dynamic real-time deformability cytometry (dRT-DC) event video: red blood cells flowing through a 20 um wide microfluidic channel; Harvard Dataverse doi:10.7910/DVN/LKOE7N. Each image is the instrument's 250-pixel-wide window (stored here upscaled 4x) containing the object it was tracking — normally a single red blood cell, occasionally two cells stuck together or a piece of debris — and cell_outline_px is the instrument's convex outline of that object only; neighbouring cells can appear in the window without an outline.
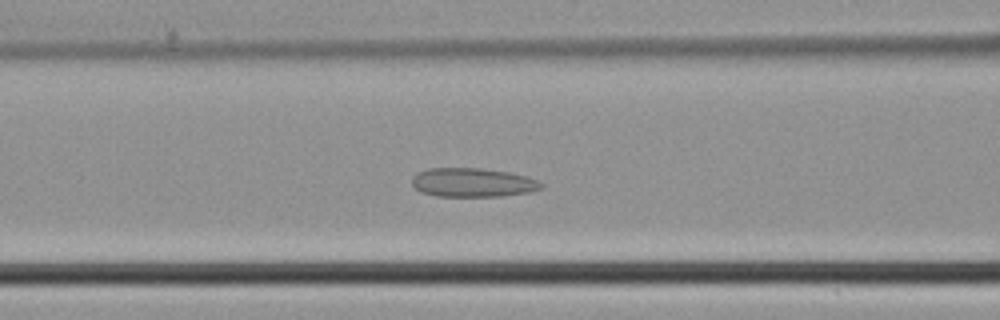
{"species": "common noctule bat (a hibernating species)", "species_latin": "Nyctalus noctula", "temperature_condition": "cold", "stored_images_in_passage": 39, "camera_frame_rate_fps": 3000, "um_per_image_px": 0.085, "animal": {"sex": "male", "body_mass_g": 21.5, "forearm_length_mm": 52.0}, "frame": {"image": 1, "passage_image": 11, "time_ms": 3.333, "image_size_px": [1000, 320], "cell_outline_px": [[544, 188], [528, 192], [500, 196], [436, 196], [420, 192], [412, 184], [412, 176], [416, 172], [428, 168], [480, 168], [508, 172], [524, 176], [536, 180], [544, 184]], "centroid_in_image_um": [40.14, 15.51], "position_along_channel_um": 126.5, "area_um2": 21.79}}
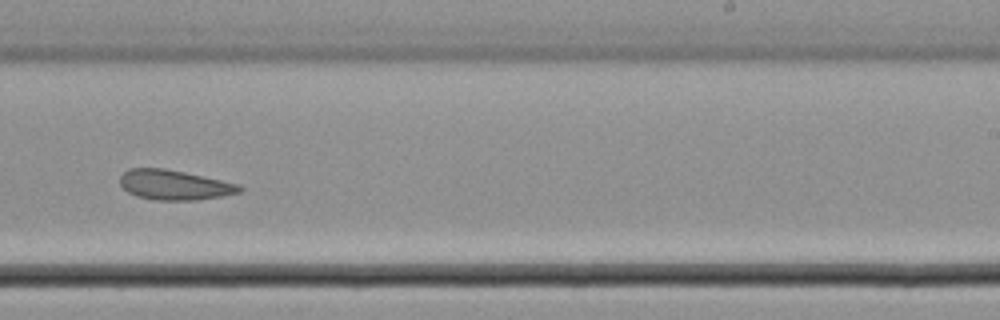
{"frame": {"image": 2, "passage_image": 21, "time_ms": 6.667, "image_size_px": [1000, 320], "cell_outline_px": [[244, 188], [240, 192], [220, 196], [196, 200], [152, 200], [136, 196], [128, 192], [120, 184], [120, 176], [128, 168], [164, 168], [184, 172], [240, 184]], "centroid_in_image_um": [14.8, 15.72], "position_along_channel_um": 274.2, "area_um2": 20.81}}
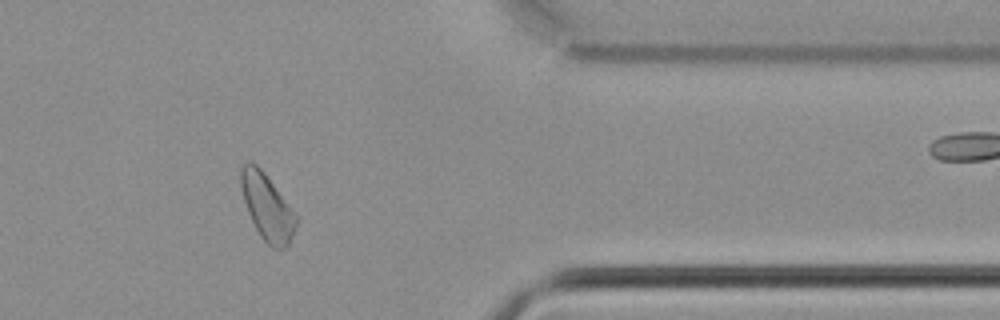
{"frame": {"image": 3, "passage_image": 30, "time_ms": 9.667, "image_size_px": [1000, 320], "cell_outline_px": [[300, 220], [288, 244], [284, 248], [272, 248], [260, 236], [248, 212], [244, 200], [240, 184], [240, 168], [248, 160], [256, 164], [264, 172], [300, 216]], "centroid_in_image_um": [22.75, 17.58], "position_along_channel_um": 388.7, "area_um2": 21.62}}